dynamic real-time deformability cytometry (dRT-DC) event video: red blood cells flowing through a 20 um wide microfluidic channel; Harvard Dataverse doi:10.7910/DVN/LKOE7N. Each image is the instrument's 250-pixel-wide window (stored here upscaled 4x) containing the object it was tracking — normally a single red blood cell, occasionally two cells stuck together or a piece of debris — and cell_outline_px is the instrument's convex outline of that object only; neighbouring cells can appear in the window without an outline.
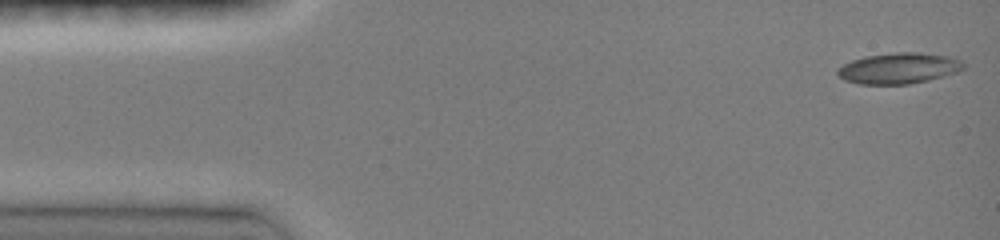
{"species": "common noctule bat (a hibernating species)", "species_latin": "Nyctalus noctula", "temperature_condition": "room temperature", "stored_images_in_passage": 46, "camera_frame_rate_fps": 3000, "um_per_image_px": 0.085, "animal": {"sex": "female", "body_mass_g": 19.0, "forearm_length_mm": 51.5}, "frame": {"image": 1, "passage_image": 1, "time_ms": 0.0, "image_size_px": [1000, 240], "cell_outline_px": [[964, 68], [956, 72], [928, 80], [908, 84], [860, 84], [844, 80], [836, 72], [844, 64], [852, 60], [864, 56], [896, 52], [920, 52], [948, 56], [960, 60], [964, 64]], "centroid_in_image_um": [76.39, 5.79], "position_along_channel_um": 8.6, "area_um2": 22.48}}
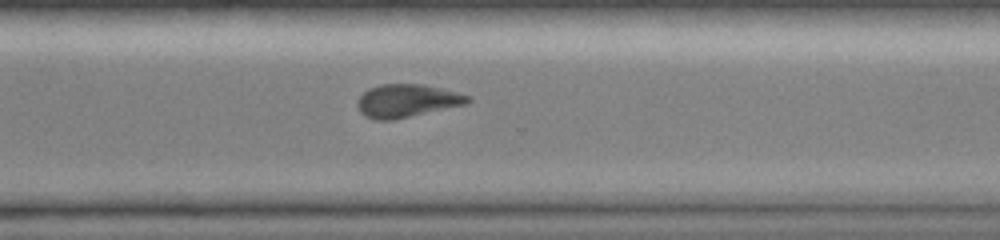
{"frame": {"image": 2, "passage_image": 33, "time_ms": 10.667, "image_size_px": [1000, 240], "cell_outline_px": [[472, 100], [468, 104], [392, 120], [376, 120], [364, 116], [360, 112], [356, 104], [356, 100], [368, 88], [380, 84], [420, 84], [440, 88], [472, 96]], "centroid_in_image_um": [34.58, 8.57], "position_along_channel_um": 336.0, "area_um2": 21.39}}
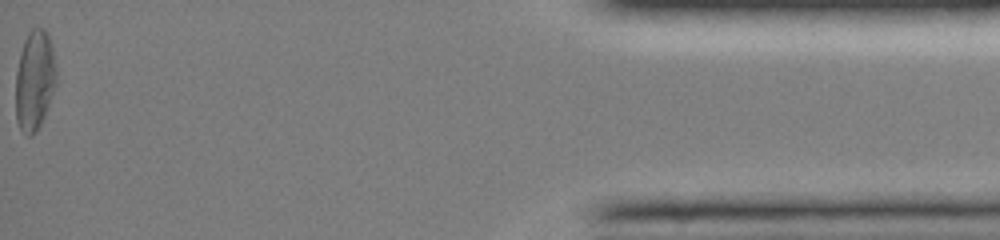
{"frame": {"image": 3, "passage_image": 46, "time_ms": 15.0, "image_size_px": [1000, 240], "cell_outline_px": [[56, 84], [44, 116], [36, 132], [32, 136], [28, 136], [20, 128], [16, 120], [16, 72], [20, 52], [24, 40], [28, 32], [32, 28], [44, 28], [48, 32], [56, 64]], "centroid_in_image_um": [2.94, 6.8], "position_along_channel_um": 432.3, "area_um2": 23.76}, "authors_computed_cell_mechanics": {"area_um2": 21.964, "velocity_mm_per_s": 4.1362, "shape_relaxation_time_tau1_ms": 4.3953, "shape_relaxation_time_tau2_ms": 10.7797, "deformation_change_tau1": 0.1578, "deformation_change_tau2": 0.1891}}